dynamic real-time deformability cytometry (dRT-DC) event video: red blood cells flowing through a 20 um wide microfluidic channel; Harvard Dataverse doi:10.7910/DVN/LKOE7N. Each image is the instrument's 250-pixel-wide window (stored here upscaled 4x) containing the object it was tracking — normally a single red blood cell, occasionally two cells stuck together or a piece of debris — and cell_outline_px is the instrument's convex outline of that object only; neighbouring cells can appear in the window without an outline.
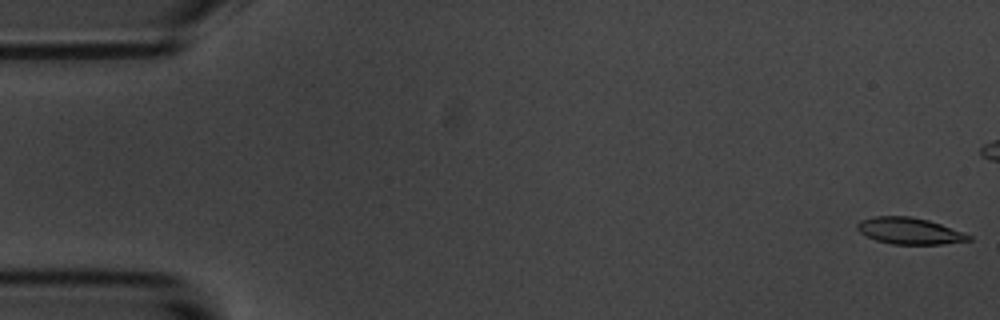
{"species": "common noctule bat (a hibernating species)", "species_latin": "Nyctalus noctula", "temperature_condition": "room temperature", "stored_images_in_passage": 14, "camera_frame_rate_fps": 3000, "um_per_image_px": 0.085, "animal": {"sex": "male", "body_mass_g": 20.1, "forearm_length_mm": 53.5}, "frame": {"image": 1, "passage_image": 1, "time_ms": 0.0, "image_size_px": [1000, 320], "cell_outline_px": [[972, 240], [944, 244], [892, 244], [876, 240], [860, 232], [856, 228], [856, 224], [860, 220], [872, 216], [912, 216], [928, 220], [964, 232], [972, 236]], "centroid_in_image_um": [77.31, 19.62], "position_along_channel_um": 7.7, "area_um2": 17.28}}